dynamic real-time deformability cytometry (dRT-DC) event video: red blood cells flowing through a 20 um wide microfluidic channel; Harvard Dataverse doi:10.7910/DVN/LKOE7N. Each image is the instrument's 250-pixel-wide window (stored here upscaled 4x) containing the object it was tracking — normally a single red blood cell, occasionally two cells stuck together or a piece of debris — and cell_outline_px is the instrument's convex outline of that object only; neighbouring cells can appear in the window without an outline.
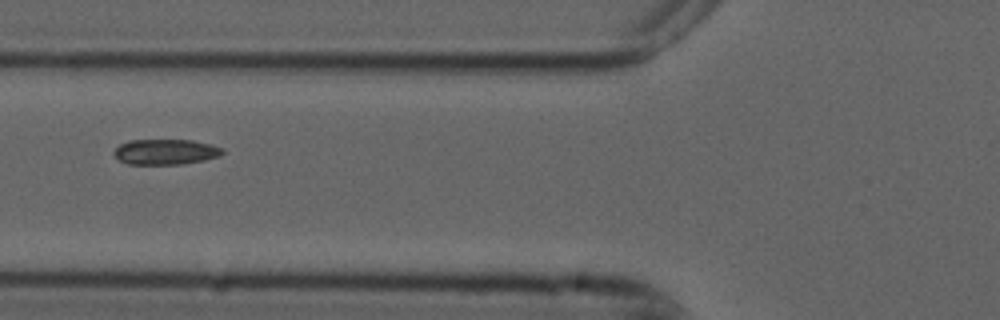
{"species": "common noctule bat (a hibernating species)", "species_latin": "Nyctalus noctula", "temperature_condition": "cold", "stored_images_in_passage": 7, "camera_frame_rate_fps": 3000, "um_per_image_px": 0.085, "animal": {"sex": "male", "forearm_length_mm": 52.5}, "frame": {"image": 1, "passage_image": 6, "time_ms": 1.667, "image_size_px": [1000, 320], "cell_outline_px": [[224, 152], [220, 156], [204, 160], [180, 164], [128, 164], [120, 160], [112, 152], [120, 144], [128, 140], [192, 140], [224, 148]], "centroid_in_image_um": [14.07, 12.9], "position_along_channel_um": 111.7, "area_um2": 16.01}}
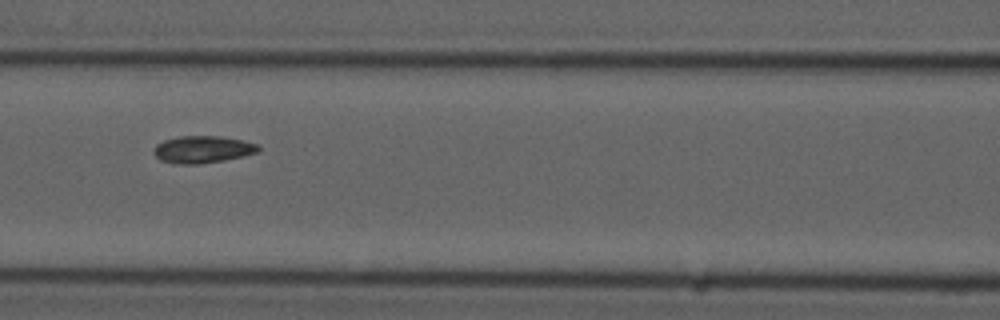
{"frame": {"image": 2, "passage_image": 7, "time_ms": 2.0, "image_size_px": [1000, 320], "cell_outline_px": [[260, 152], [244, 156], [224, 160], [196, 164], [172, 164], [160, 160], [152, 152], [156, 144], [164, 140], [180, 136], [220, 136], [244, 140], [256, 144], [260, 148]], "centroid_in_image_um": [17.22, 12.7], "position_along_channel_um": 149.4, "area_um2": 16.7}}